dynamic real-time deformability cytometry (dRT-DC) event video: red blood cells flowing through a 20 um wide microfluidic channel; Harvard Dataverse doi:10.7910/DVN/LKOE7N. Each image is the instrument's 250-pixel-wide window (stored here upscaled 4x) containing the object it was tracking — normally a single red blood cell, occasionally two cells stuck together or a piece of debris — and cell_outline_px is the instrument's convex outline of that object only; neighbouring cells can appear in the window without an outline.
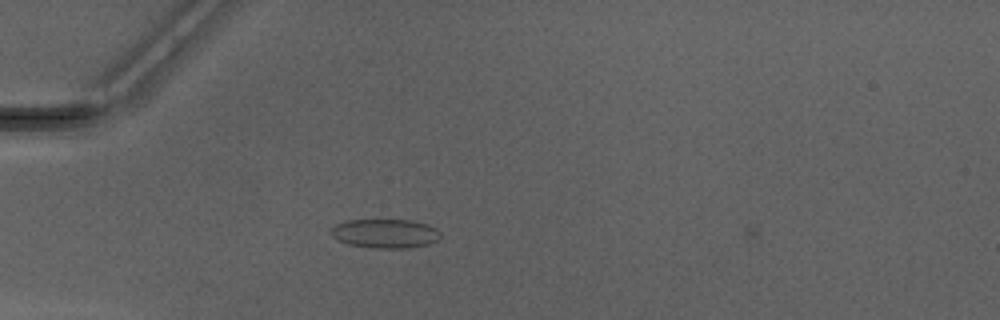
{"species": "Egyptian fruit bat (a non-hibernating species)", "species_latin": "Rousettus aegyptiacus", "temperature_condition": "warm", "stored_images_in_passage": 39, "camera_frame_rate_fps": 3000, "um_per_image_px": 0.085, "animal": {"sex": "male"}, "frame": {"image": 1, "passage_image": 4, "time_ms": 1.0, "image_size_px": [1000, 320], "cell_outline_px": [[440, 240], [428, 244], [404, 248], [372, 248], [348, 244], [336, 240], [328, 232], [336, 224], [348, 220], [412, 220], [428, 224], [436, 228], [440, 232]], "centroid_in_image_um": [32.73, 19.85], "position_along_channel_um": 52.3, "area_um2": 18.73}}
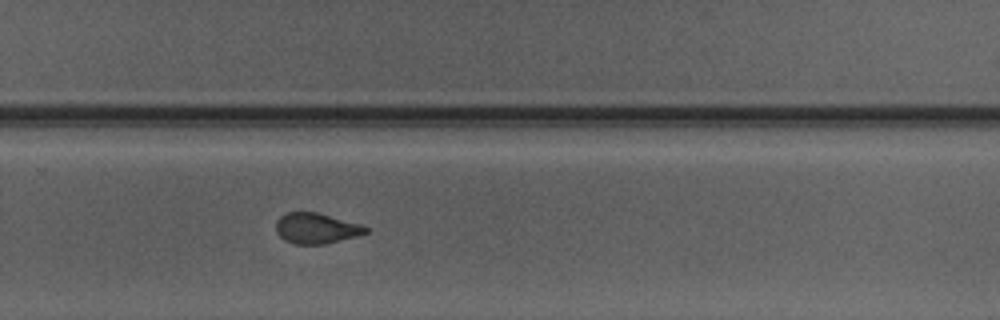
{"frame": {"image": 2, "passage_image": 23, "time_ms": 7.333, "image_size_px": [1000, 320], "cell_outline_px": [[368, 232], [356, 236], [324, 244], [296, 244], [284, 240], [276, 232], [276, 220], [280, 216], [288, 212], [316, 212], [360, 224], [368, 228]], "centroid_in_image_um": [26.85, 19.4], "position_along_channel_um": 303.0, "area_um2": 15.84}}
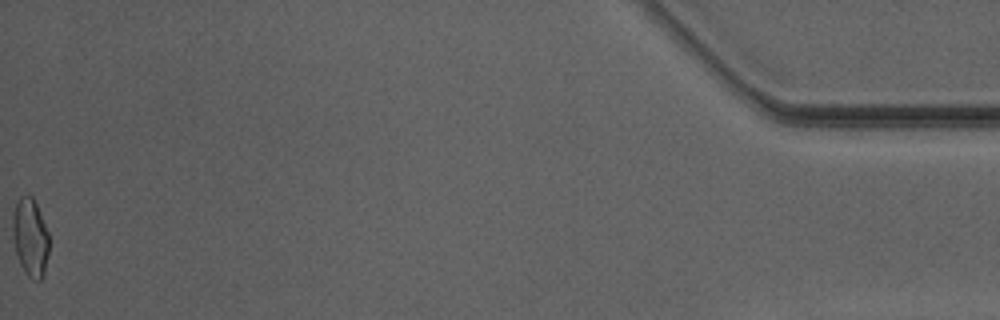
{"frame": {"image": 3, "passage_image": 39, "time_ms": 12.667, "image_size_px": [1000, 320], "cell_outline_px": [[48, 252], [44, 272], [40, 280], [36, 280], [28, 276], [16, 252], [12, 228], [12, 220], [16, 204], [20, 196], [28, 192], [32, 196], [36, 204], [48, 232]], "centroid_in_image_um": [2.57, 20.11], "position_along_channel_um": 432.6, "area_um2": 16.13}, "authors_computed_cell_mechanics": {"area_um2": 16.6464, "velocity_mm_per_s": 4.1996, "shape_relaxation_time_tau1_ms": 7.7741, "shape_relaxation_time_tau2_ms": 1.2953, "deformation_change_tau1": 0.1645, "deformation_change_tau2": 0.0794}}